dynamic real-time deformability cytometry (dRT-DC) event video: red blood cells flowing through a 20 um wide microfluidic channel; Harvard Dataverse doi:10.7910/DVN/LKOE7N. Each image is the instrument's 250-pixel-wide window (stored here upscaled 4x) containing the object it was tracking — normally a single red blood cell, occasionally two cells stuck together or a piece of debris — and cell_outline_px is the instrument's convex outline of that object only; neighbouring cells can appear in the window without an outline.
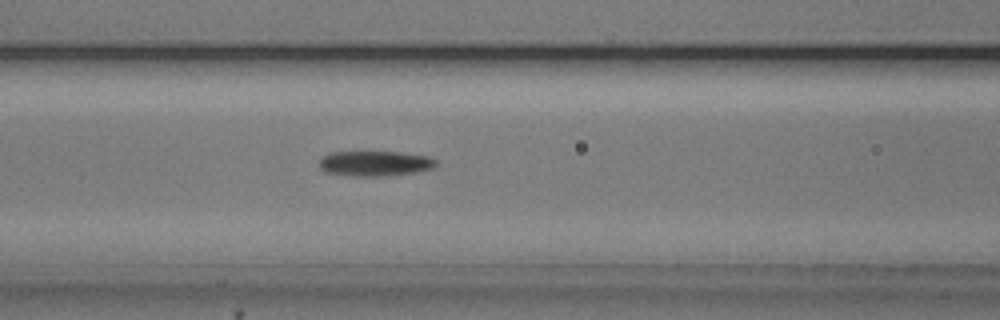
{"species": "common noctule bat (a hibernating species)", "species_latin": "Nyctalus noctula", "temperature_condition": "cold", "stored_images_in_passage": 54, "camera_frame_rate_fps": 3000, "um_per_image_px": 0.085, "animal": {"sex": "male", "body_mass_g": 20.5, "forearm_length_mm": 52.5}, "frame": {"image": 1, "passage_image": 23, "time_ms": 7.333, "image_size_px": [1000, 320], "cell_outline_px": [[436, 168], [416, 172], [380, 176], [356, 176], [324, 172], [320, 168], [320, 156], [332, 152], [400, 152], [428, 156], [436, 160]], "centroid_in_image_um": [31.87, 13.89], "position_along_channel_um": 134.7, "area_um2": 17.17}}
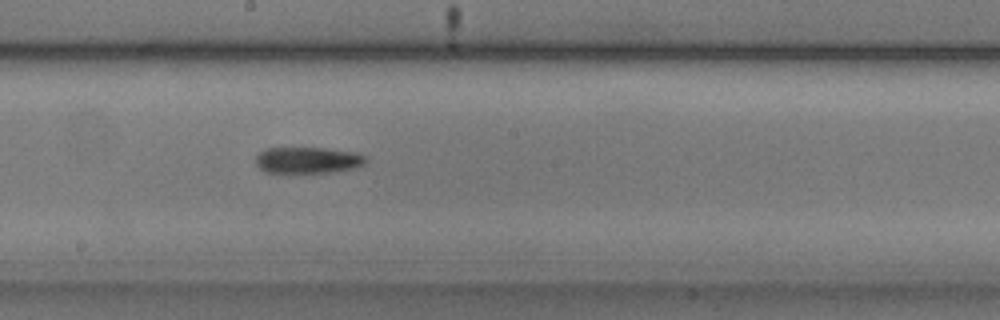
{"frame": {"image": 2, "passage_image": 30, "time_ms": 9.667, "image_size_px": [1000, 320], "cell_outline_px": [[368, 160], [364, 164], [352, 168], [328, 172], [264, 172], [256, 164], [256, 156], [260, 152], [268, 148], [320, 148], [356, 152], [368, 156]], "centroid_in_image_um": [26.18, 13.6], "position_along_channel_um": 222.0, "area_um2": 16.7}}
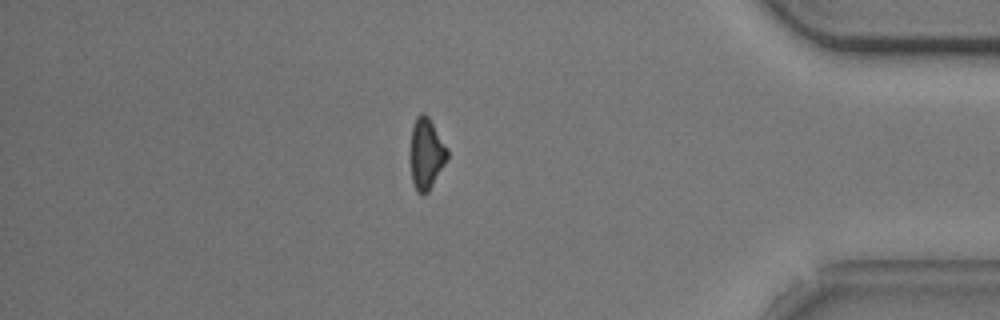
{"frame": {"image": 3, "passage_image": 47, "time_ms": 15.333, "image_size_px": [1000, 320], "cell_outline_px": [[448, 156], [444, 164], [428, 192], [416, 192], [412, 180], [412, 128], [416, 116], [420, 112], [424, 112], [428, 116], [448, 148]], "centroid_in_image_um": [36.26, 13.02], "position_along_channel_um": 398.9, "area_um2": 14.8}}